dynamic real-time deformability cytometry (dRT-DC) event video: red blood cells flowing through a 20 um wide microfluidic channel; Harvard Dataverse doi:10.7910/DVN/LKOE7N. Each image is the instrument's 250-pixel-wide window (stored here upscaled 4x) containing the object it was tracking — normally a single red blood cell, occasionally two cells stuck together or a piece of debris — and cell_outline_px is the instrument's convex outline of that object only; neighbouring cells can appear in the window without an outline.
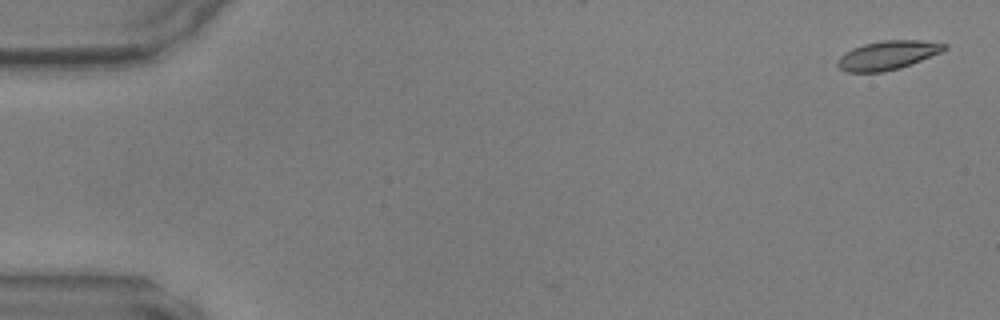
{"species": "common noctule bat (a hibernating species)", "species_latin": "Nyctalus noctula", "temperature_condition": "warm", "stored_images_in_passage": 2, "camera_frame_rate_fps": 3000, "um_per_image_px": 0.085, "animal": {"sex": "male", "body_mass_g": 17.9, "forearm_length_mm": 54.2}, "frame": {"image": 1, "passage_image": 2, "time_ms": 0.333, "image_size_px": [1000, 320], "cell_outline_px": [[948, 48], [940, 52], [900, 68], [884, 72], [848, 72], [840, 68], [836, 64], [836, 60], [840, 56], [852, 48], [864, 44], [880, 40], [920, 40], [948, 44]], "centroid_in_image_um": [75.43, 4.69], "position_along_channel_um": 9.6, "area_um2": 17.92}}